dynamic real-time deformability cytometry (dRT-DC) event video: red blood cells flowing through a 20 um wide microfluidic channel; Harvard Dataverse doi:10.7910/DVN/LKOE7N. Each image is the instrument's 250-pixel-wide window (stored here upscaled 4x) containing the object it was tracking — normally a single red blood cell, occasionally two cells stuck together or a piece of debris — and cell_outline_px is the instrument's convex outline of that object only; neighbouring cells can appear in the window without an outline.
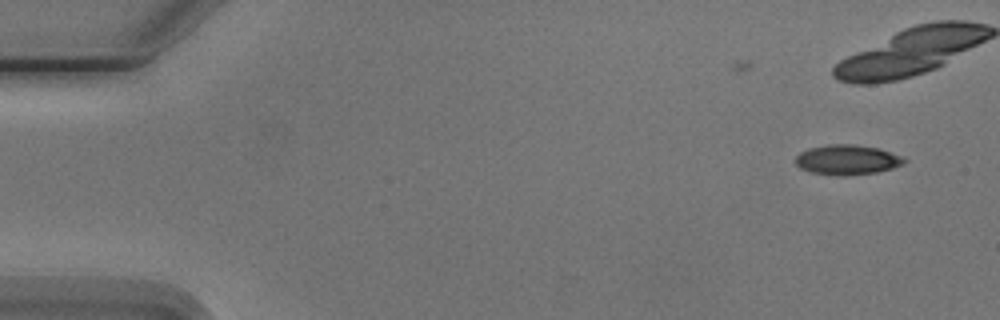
{"species": "Egyptian fruit bat (a non-hibernating species)", "species_latin": "Rousettus aegyptiacus", "temperature_condition": "cold", "stored_images_in_passage": 10, "camera_frame_rate_fps": 3000, "um_per_image_px": 0.085, "animal": {"sex": "male"}, "frame": {"image": 1, "passage_image": 3, "time_ms": 2.333, "image_size_px": [1000, 320], "cell_outline_px": [[908, 160], [904, 164], [892, 168], [876, 172], [844, 176], [840, 176], [812, 172], [800, 168], [796, 164], [796, 156], [800, 152], [808, 148], [828, 144], [856, 144], [876, 148], [900, 156]], "centroid_in_image_um": [71.99, 13.58], "position_along_channel_um": 13.0, "area_um2": 18.84}}
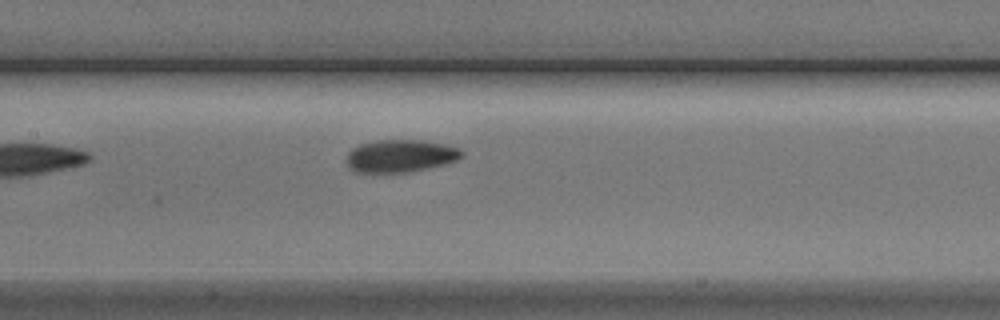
{"frame": {"image": 2, "passage_image": 10, "time_ms": 11.333, "image_size_px": [1000, 320], "cell_outline_px": [[464, 156], [456, 160], [444, 164], [412, 172], [352, 172], [348, 168], [344, 160], [348, 152], [352, 148], [360, 144], [376, 140], [424, 140], [444, 144], [460, 148], [464, 152]], "centroid_in_image_um": [34.0, 13.25], "position_along_channel_um": 173.4, "area_um2": 22.25}}